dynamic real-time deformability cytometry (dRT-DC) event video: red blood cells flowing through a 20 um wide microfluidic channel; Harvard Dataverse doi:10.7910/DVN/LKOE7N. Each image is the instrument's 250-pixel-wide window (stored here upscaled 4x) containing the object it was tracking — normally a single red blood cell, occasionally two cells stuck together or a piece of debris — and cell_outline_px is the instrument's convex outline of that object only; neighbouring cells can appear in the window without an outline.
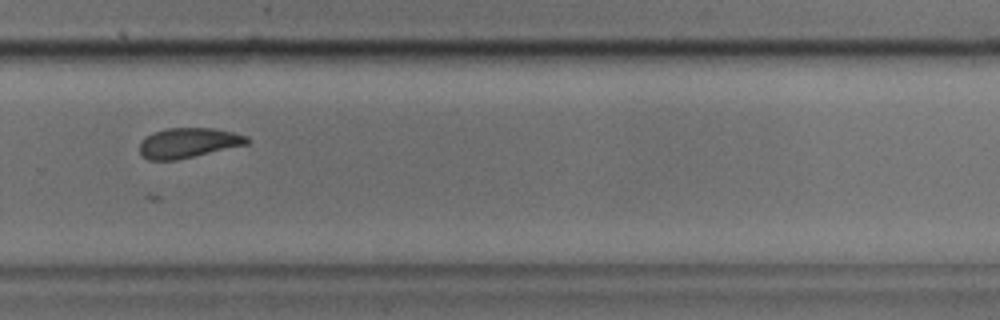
{"species": "common noctule bat (a hibernating species)", "species_latin": "Nyctalus noctula", "temperature_condition": "cold", "stored_images_in_passage": 28, "camera_frame_rate_fps": 3000, "um_per_image_px": 0.085, "animal": {"sex": "male", "body_mass_g": 17.9, "forearm_length_mm": 54.2}, "frame": {"image": 1, "passage_image": 19, "time_ms": 6.0, "image_size_px": [1000, 320], "cell_outline_px": [[252, 140], [248, 144], [176, 160], [148, 160], [140, 152], [140, 140], [152, 132], [168, 128], [212, 128], [232, 132], [248, 136]], "centroid_in_image_um": [16.01, 12.13], "position_along_channel_um": 313.8, "area_um2": 18.79}}